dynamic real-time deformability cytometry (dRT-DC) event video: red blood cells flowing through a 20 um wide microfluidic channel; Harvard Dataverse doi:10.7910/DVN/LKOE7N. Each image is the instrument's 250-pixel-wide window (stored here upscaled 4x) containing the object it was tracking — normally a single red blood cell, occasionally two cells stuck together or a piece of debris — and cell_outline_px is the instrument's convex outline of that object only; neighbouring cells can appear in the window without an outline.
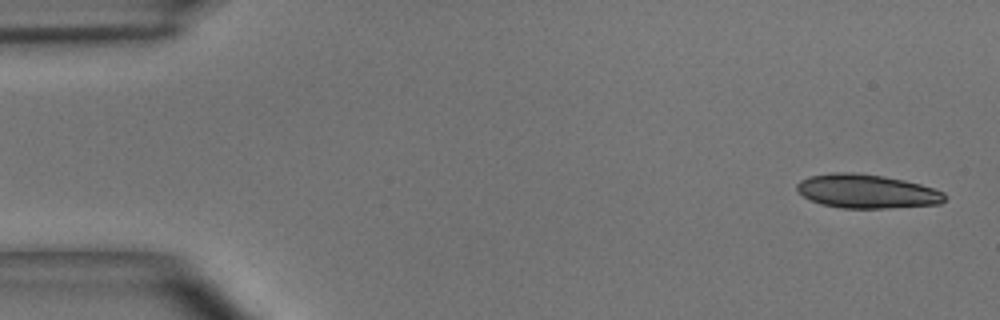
{"species": "common noctule bat (a hibernating species)", "species_latin": "Nyctalus noctula", "temperature_condition": "room temperature", "stored_images_in_passage": 6, "camera_frame_rate_fps": 3000, "um_per_image_px": 0.085, "animal": {"sex": "male", "body_mass_g": 15.6}, "frame": {"image": 1, "passage_image": 1, "time_ms": 0.0, "image_size_px": [1000, 320], "cell_outline_px": [[948, 196], [940, 204], [888, 208], [840, 208], [820, 204], [804, 196], [796, 188], [796, 184], [800, 180], [808, 176], [836, 172], [856, 172], [884, 176], [904, 180], [920, 184], [944, 192]], "centroid_in_image_um": [73.68, 16.26], "position_along_channel_um": 11.3, "area_um2": 29.3}}
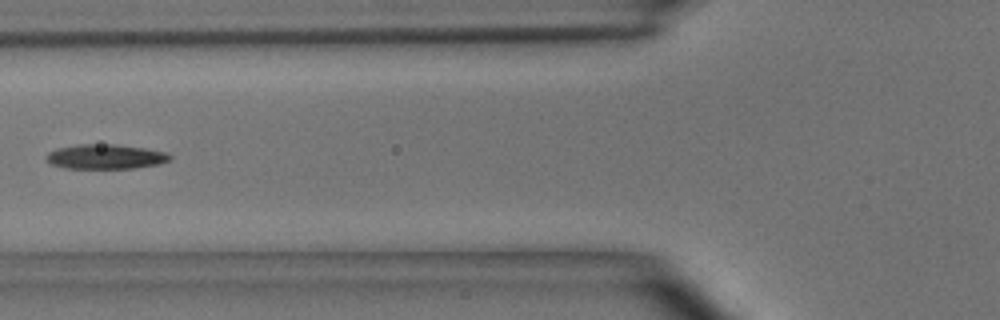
{"frame": {"image": 2, "passage_image": 5, "time_ms": 1.333, "image_size_px": [1000, 320], "cell_outline_px": [[172, 156], [168, 160], [160, 164], [132, 168], [64, 168], [52, 164], [48, 160], [48, 152], [56, 148], [76, 144], [116, 144], [144, 148], [164, 152]], "centroid_in_image_um": [8.96, 13.31], "position_along_channel_um": 116.8, "area_um2": 17.63}}